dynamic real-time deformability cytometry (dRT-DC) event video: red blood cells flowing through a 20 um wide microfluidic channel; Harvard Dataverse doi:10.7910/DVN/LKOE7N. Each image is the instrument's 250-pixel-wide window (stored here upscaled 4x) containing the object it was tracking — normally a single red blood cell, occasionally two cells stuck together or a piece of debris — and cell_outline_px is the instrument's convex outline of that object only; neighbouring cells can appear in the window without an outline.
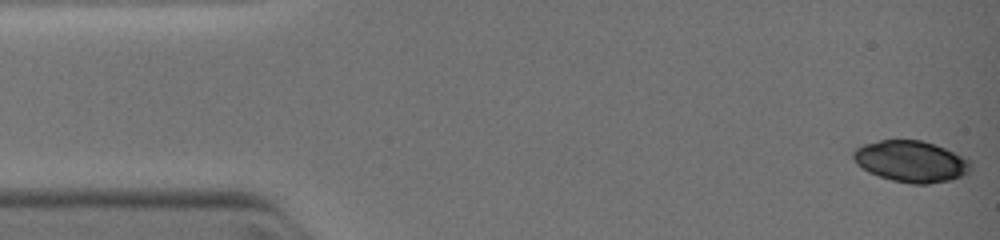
{"species": "common noctule bat (a hibernating species)", "species_latin": "Nyctalus noctula", "temperature_condition": "warm", "stored_images_in_passage": 6, "camera_frame_rate_fps": 3000, "um_per_image_px": 0.085, "animal": {"sex": "female", "body_mass_g": 19.0, "forearm_length_mm": 51.5}, "frame": {"image": 1, "passage_image": 1, "time_ms": 0.0, "image_size_px": [1000, 240], "cell_outline_px": [[968, 172], [960, 176], [948, 180], [928, 184], [912, 184], [892, 180], [868, 172], [856, 164], [852, 156], [852, 152], [856, 148], [864, 144], [880, 140], [920, 140], [944, 148], [968, 160]], "centroid_in_image_um": [77.35, 13.72], "position_along_channel_um": 7.7, "area_um2": 27.74}}
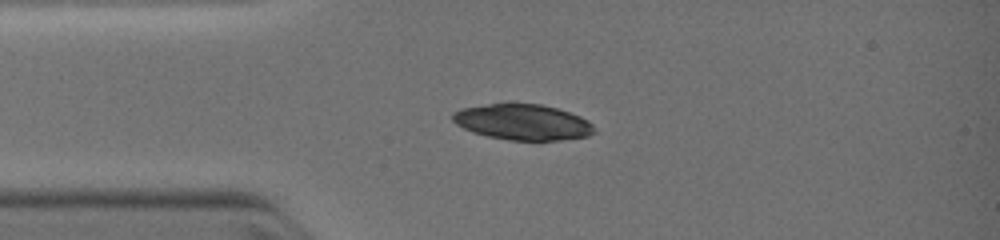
{"frame": {"image": 2, "passage_image": 5, "time_ms": 2.667, "image_size_px": [1000, 240], "cell_outline_px": [[596, 132], [588, 136], [560, 140], [508, 140], [488, 136], [472, 132], [456, 124], [452, 120], [452, 112], [460, 108], [488, 104], [540, 104], [556, 108], [580, 116], [588, 120], [592, 124]], "centroid_in_image_um": [44.42, 10.38], "position_along_channel_um": 40.6, "area_um2": 29.42}}